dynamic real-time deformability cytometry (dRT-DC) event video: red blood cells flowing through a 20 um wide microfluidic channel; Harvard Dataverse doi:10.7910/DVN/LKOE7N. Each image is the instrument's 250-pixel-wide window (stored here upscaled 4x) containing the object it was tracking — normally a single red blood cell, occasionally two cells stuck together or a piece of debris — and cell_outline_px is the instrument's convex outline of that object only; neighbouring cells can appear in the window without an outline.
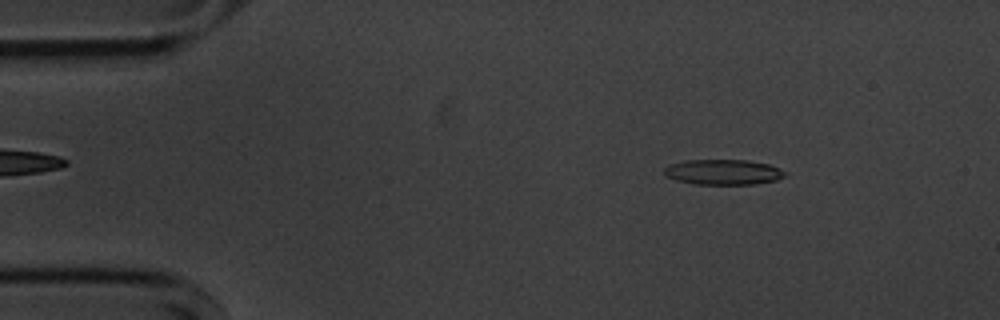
{"species": "common noctule bat (a hibernating species)", "species_latin": "Nyctalus noctula", "temperature_condition": "cold", "stored_images_in_passage": 55, "camera_frame_rate_fps": 3000, "um_per_image_px": 0.085, "animal": {"sex": "male", "body_mass_g": 20.1, "forearm_length_mm": 53.5}, "frame": {"image": 1, "passage_image": 8, "time_ms": 2.333, "image_size_px": [1000, 320], "cell_outline_px": [[788, 172], [784, 176], [776, 180], [756, 184], [692, 184], [676, 180], [664, 176], [664, 168], [668, 164], [684, 160], [748, 160], [768, 164]], "centroid_in_image_um": [61.43, 14.62], "position_along_channel_um": 23.6, "area_um2": 17.98}}
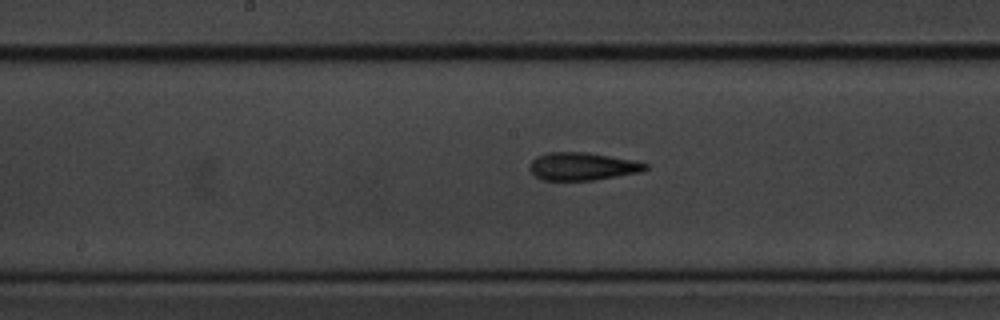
{"frame": {"image": 2, "passage_image": 28, "time_ms": 9.0, "image_size_px": [1000, 320], "cell_outline_px": [[648, 168], [640, 172], [592, 180], [540, 180], [528, 168], [532, 160], [536, 156], [544, 152], [588, 152], [632, 160], [648, 164]], "centroid_in_image_um": [49.45, 14.13], "position_along_channel_um": 198.7, "area_um2": 18.73}}
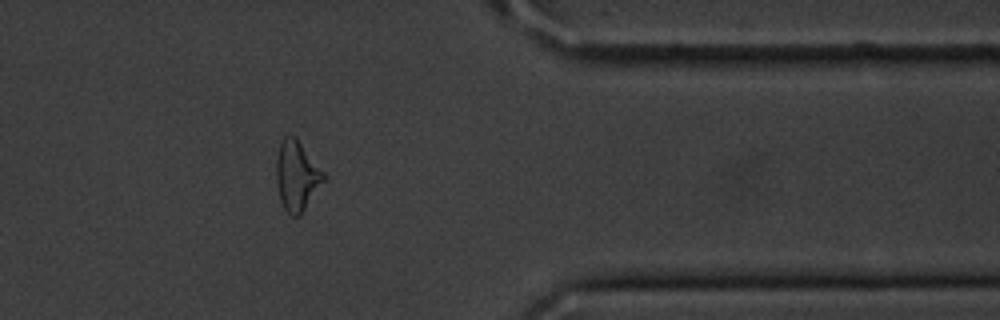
{"frame": {"image": 3, "passage_image": 45, "time_ms": 14.667, "image_size_px": [1000, 320], "cell_outline_px": [[324, 180], [300, 216], [292, 216], [284, 208], [280, 200], [276, 180], [276, 160], [280, 144], [284, 136], [296, 136], [324, 172]], "centroid_in_image_um": [25.21, 14.93], "position_along_channel_um": 386.2, "area_um2": 19.07}, "authors_computed_cell_mechanics": {"area_um2": 18.6116, "velocity_mm_per_s": 3.6044, "shape_relaxation_time_tau1_ms": 4.1977, "shape_relaxation_time_tau2_ms": 3.0444, "deformation_change_tau1": 0.1453, "deformation_change_tau2": 0.1433}}